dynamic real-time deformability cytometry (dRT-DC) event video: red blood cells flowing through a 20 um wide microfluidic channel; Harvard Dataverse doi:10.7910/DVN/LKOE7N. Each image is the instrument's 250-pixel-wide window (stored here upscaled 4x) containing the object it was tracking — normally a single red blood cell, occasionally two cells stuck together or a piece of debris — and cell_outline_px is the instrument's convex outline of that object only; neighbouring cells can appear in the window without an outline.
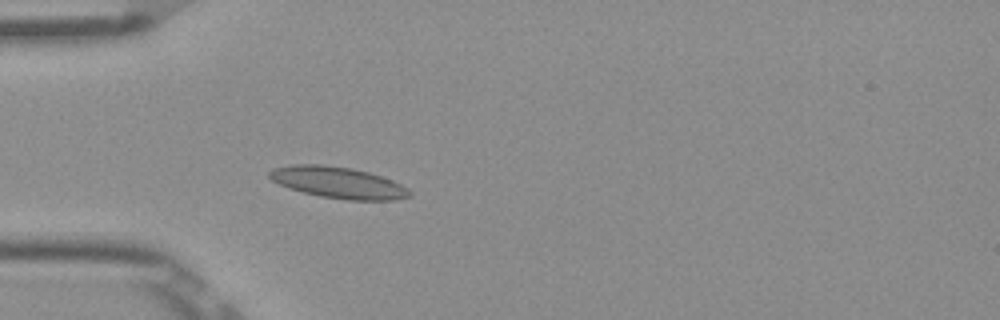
{"species": "Egyptian fruit bat (a non-hibernating species)", "species_latin": "Rousettus aegyptiacus", "temperature_condition": "room temperature", "stored_images_in_passage": 39, "camera_frame_rate_fps": 3000, "um_per_image_px": 0.085, "frame": {"image": 1, "passage_image": 2, "time_ms": 0.333, "image_size_px": [1000, 320], "cell_outline_px": [[412, 196], [396, 200], [348, 200], [320, 196], [304, 192], [280, 184], [272, 180], [268, 176], [268, 172], [272, 168], [292, 164], [324, 164], [348, 168], [368, 172], [392, 180], [408, 188], [412, 192]], "centroid_in_image_um": [28.76, 15.51], "position_along_channel_um": 56.2, "area_um2": 25.55}}
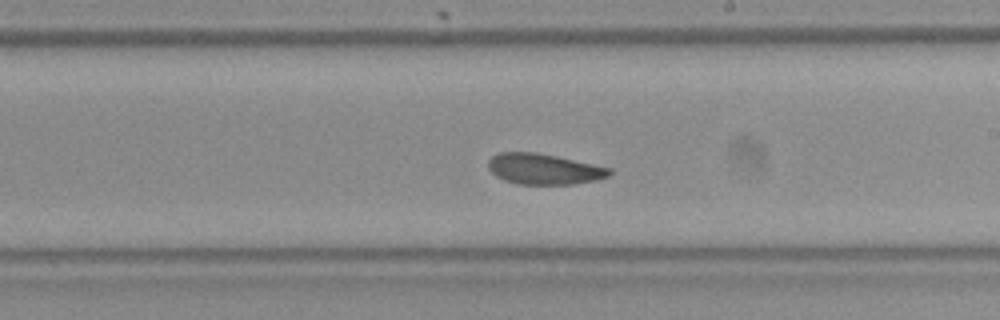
{"frame": {"image": 2, "passage_image": 17, "time_ms": 5.333, "image_size_px": [1000, 320], "cell_outline_px": [[612, 172], [608, 176], [596, 180], [572, 184], [520, 184], [504, 180], [496, 176], [488, 168], [488, 160], [492, 156], [500, 152], [536, 152], [556, 156], [612, 168]], "centroid_in_image_um": [46.22, 14.36], "position_along_channel_um": 242.8, "area_um2": 21.62}}
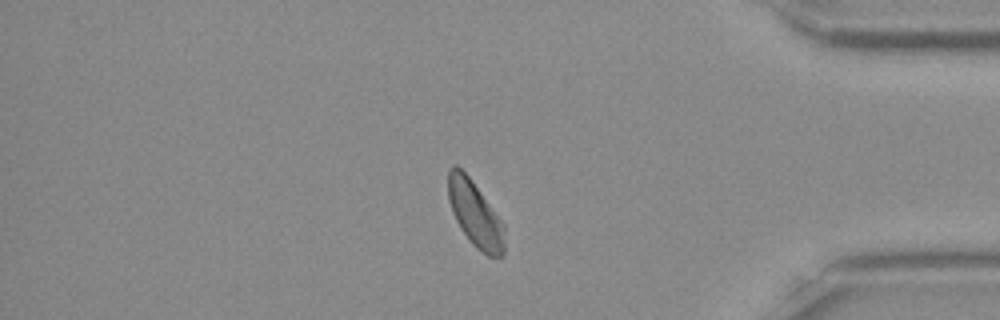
{"frame": {"image": 3, "passage_image": 31, "time_ms": 10.0, "image_size_px": [1000, 320], "cell_outline_px": [[504, 256], [488, 256], [480, 252], [472, 244], [460, 228], [452, 212], [448, 200], [448, 168], [452, 164], [456, 164], [468, 176], [504, 224]], "centroid_in_image_um": [40.36, 18.2], "position_along_channel_um": 394.8, "area_um2": 21.44}, "authors_computed_cell_mechanics": {"area_um2": 22.0796, "velocity_mm_per_s": 3.8588, "shape_relaxation_time_tau1_ms": 7.4379, "shape_relaxation_time_tau2_ms": 5.1845, "deformation_change_tau1": 0.1372, "deformation_change_tau2": 0.1111}}